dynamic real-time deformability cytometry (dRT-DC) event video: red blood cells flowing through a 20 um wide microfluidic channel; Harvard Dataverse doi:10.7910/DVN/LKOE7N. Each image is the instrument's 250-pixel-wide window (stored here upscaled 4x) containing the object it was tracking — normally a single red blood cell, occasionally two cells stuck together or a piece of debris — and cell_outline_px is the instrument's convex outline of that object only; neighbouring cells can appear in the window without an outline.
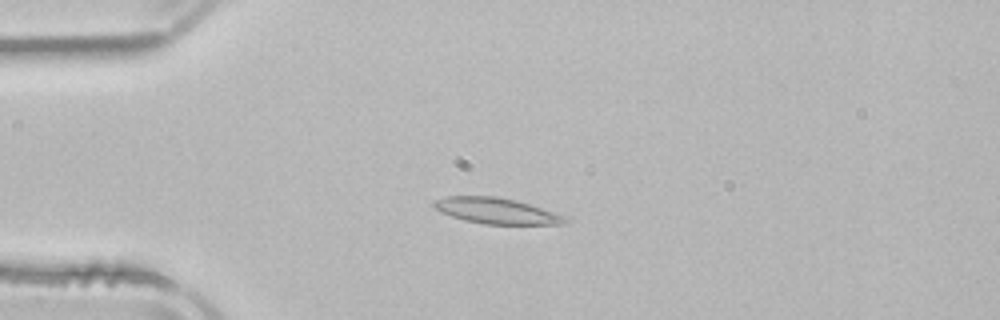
{"species": "common noctule bat (a hibernating species)", "species_latin": "Nyctalus noctula", "temperature_condition": "room temperature", "stored_images_in_passage": 4, "camera_frame_rate_fps": 3000, "um_per_image_px": 0.085, "animal": {"sex": "male", "body_mass_g": 21.5, "forearm_length_mm": 52.0}, "frame": {"image": 1, "passage_image": 3, "time_ms": 2.667, "image_size_px": [1000, 320], "cell_outline_px": [[568, 220], [560, 224], [484, 224], [464, 220], [440, 212], [432, 204], [436, 200], [444, 196], [496, 196], [516, 200], [564, 216]], "centroid_in_image_um": [42.13, 17.91], "position_along_channel_um": 42.9, "area_um2": 19.42}}